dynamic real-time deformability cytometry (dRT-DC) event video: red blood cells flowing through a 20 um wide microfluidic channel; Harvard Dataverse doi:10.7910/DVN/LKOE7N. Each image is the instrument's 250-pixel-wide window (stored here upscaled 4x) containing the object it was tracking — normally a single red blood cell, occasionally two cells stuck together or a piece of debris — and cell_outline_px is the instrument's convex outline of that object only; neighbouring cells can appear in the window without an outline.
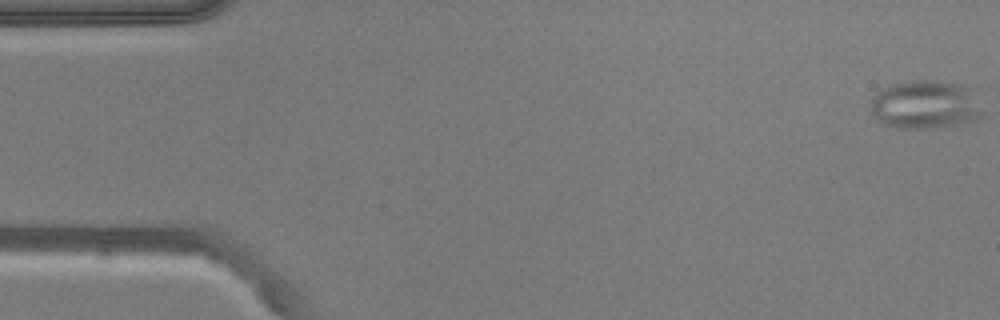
{"species": "common noctule bat (a hibernating species)", "species_latin": "Nyctalus noctula", "temperature_condition": "warm", "stored_images_in_passage": 52, "camera_frame_rate_fps": 3000, "um_per_image_px": 0.085, "animal": {"sex": "male", "body_mass_g": 20.5, "forearm_length_mm": 52.5}, "frame": {"image": 1, "passage_image": 1, "time_ms": 0.0, "image_size_px": [1000, 320], "cell_outline_px": [[984, 112], [980, 116], [972, 120], [956, 124], [928, 128], [896, 128], [884, 124], [872, 112], [872, 100], [876, 92], [880, 88], [888, 84], [912, 80], [936, 80], [980, 84]], "centroid_in_image_um": [78.83, 8.81], "position_along_channel_um": 6.2, "area_um2": 33.12}}
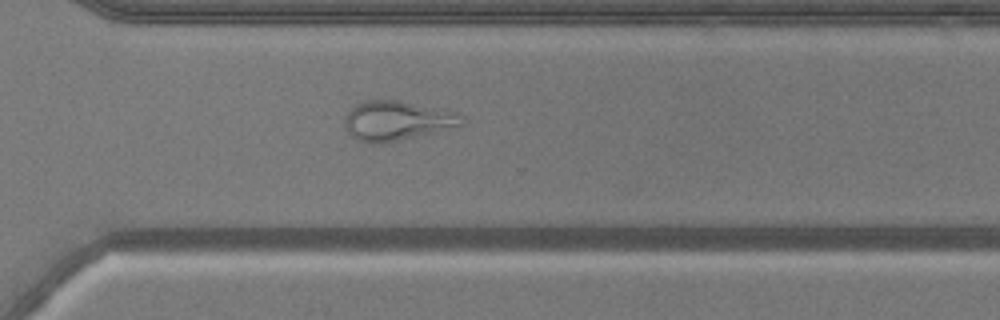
{"frame": {"image": 2, "passage_image": 37, "time_ms": 12.0, "image_size_px": [1000, 320], "cell_outline_px": [[464, 124], [436, 132], [380, 144], [372, 144], [360, 140], [352, 136], [344, 128], [344, 116], [356, 104], [364, 100], [400, 100], [448, 108], [464, 116]], "centroid_in_image_um": [33.78, 10.23], "position_along_channel_um": 336.8, "area_um2": 27.51}}
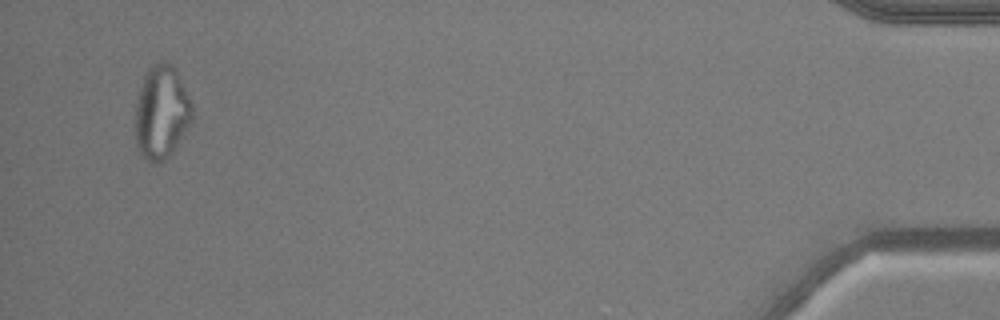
{"frame": {"image": 3, "passage_image": 50, "time_ms": 16.333, "image_size_px": [1000, 320], "cell_outline_px": [[192, 116], [188, 124], [168, 156], [160, 164], [148, 164], [144, 160], [136, 144], [136, 104], [140, 88], [144, 76], [148, 68], [156, 60], [168, 60], [176, 68], [192, 104]], "centroid_in_image_um": [13.7, 9.5], "position_along_channel_um": 421.5, "area_um2": 30.87}, "authors_computed_cell_mechanics": {"area_um2": 28.6399, "velocity_mm_per_s": 3.9047, "shape_relaxation_time_tau1_ms": null, "shape_relaxation_time_tau2_ms": 1.1827, "deformation_change_tau1": null, "deformation_change_tau2": 0.0703}}